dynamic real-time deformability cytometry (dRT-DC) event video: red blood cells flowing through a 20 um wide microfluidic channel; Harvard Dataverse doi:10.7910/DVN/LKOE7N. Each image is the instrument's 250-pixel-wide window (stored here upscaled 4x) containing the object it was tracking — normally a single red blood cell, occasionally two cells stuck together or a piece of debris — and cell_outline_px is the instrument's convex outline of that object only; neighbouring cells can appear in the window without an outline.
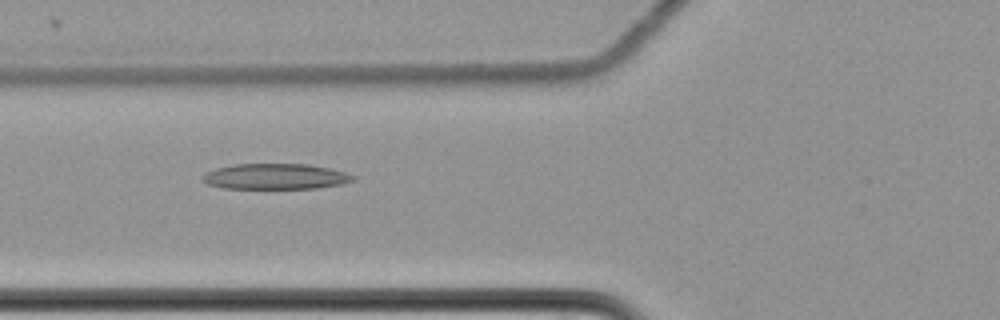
{"species": "common noctule bat (a hibernating species)", "species_latin": "Nyctalus noctula", "temperature_condition": "cold", "stored_images_in_passage": 60, "camera_frame_rate_fps": 3000, "um_per_image_px": 0.085, "animal": {"sex": "female", "body_mass_g": 22.7, "forearm_length_mm": 54.2}, "frame": {"image": 1, "passage_image": 24, "time_ms": 7.667, "image_size_px": [1000, 320], "cell_outline_px": [[356, 180], [340, 184], [316, 188], [224, 188], [208, 184], [200, 180], [200, 176], [204, 172], [216, 168], [232, 164], [308, 164], [328, 168], [344, 172], [356, 176]], "centroid_in_image_um": [23.36, 14.99], "position_along_channel_um": 102.4, "area_um2": 22.54}}
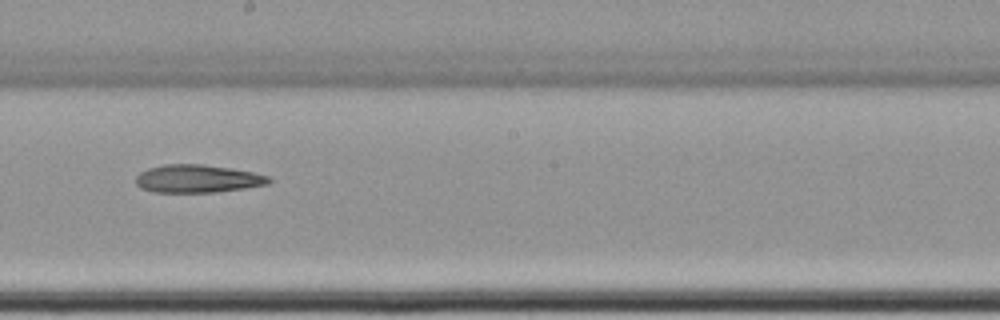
{"frame": {"image": 2, "passage_image": 35, "time_ms": 11.333, "image_size_px": [1000, 320], "cell_outline_px": [[272, 180], [268, 184], [244, 188], [216, 192], [152, 192], [140, 188], [136, 184], [136, 176], [140, 172], [148, 168], [164, 164], [204, 164], [232, 168], [272, 176]], "centroid_in_image_um": [16.8, 15.18], "position_along_channel_um": 231.4, "area_um2": 21.85}}
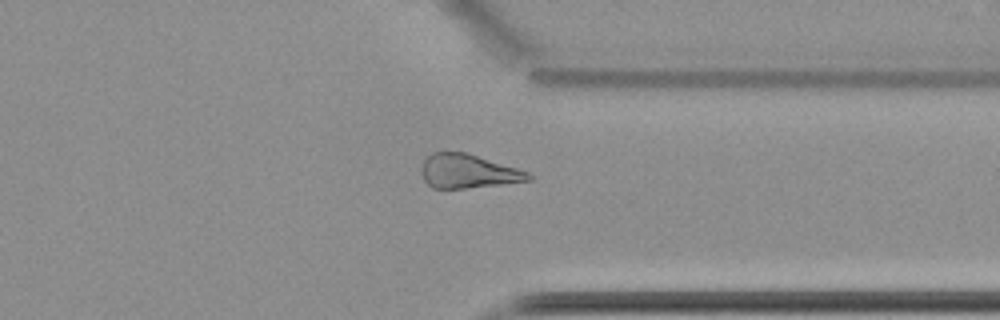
{"frame": {"image": 3, "passage_image": 47, "time_ms": 15.333, "image_size_px": [1000, 320], "cell_outline_px": [[532, 180], [500, 184], [464, 188], [432, 188], [424, 180], [420, 172], [420, 168], [424, 160], [432, 152], [468, 152], [528, 172], [532, 176]], "centroid_in_image_um": [39.75, 14.55], "position_along_channel_um": 371.7, "area_um2": 21.1}}